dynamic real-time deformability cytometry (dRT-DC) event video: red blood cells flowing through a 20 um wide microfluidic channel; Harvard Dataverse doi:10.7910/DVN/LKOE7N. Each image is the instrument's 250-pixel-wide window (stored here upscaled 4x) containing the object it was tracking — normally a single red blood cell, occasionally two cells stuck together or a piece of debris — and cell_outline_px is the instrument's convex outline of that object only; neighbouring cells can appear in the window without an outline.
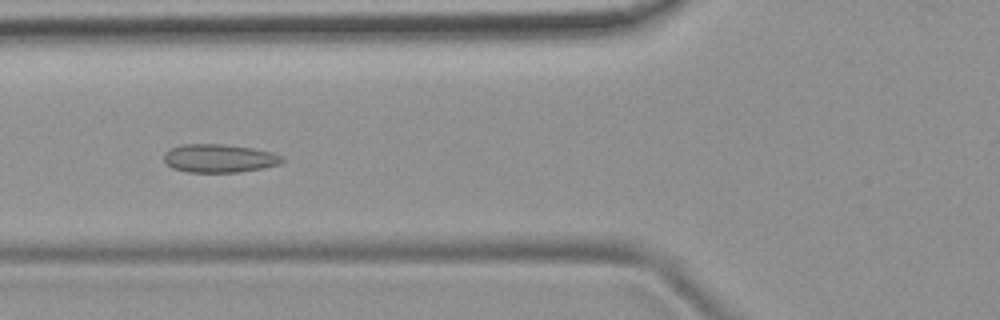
{"species": "common noctule bat (a hibernating species)", "species_latin": "Nyctalus noctula", "temperature_condition": "room temperature", "stored_images_in_passage": 50, "camera_frame_rate_fps": 3000, "um_per_image_px": 0.085, "animal": {"sex": "female", "body_mass_g": 19.9}, "frame": {"image": 1, "passage_image": 17, "time_ms": 5.333, "image_size_px": [1000, 320], "cell_outline_px": [[284, 160], [280, 164], [264, 168], [240, 172], [188, 172], [172, 168], [164, 160], [164, 152], [180, 144], [224, 144], [252, 148], [272, 152], [284, 156]], "centroid_in_image_um": [18.66, 13.45], "position_along_channel_um": 107.1, "area_um2": 19.65}}
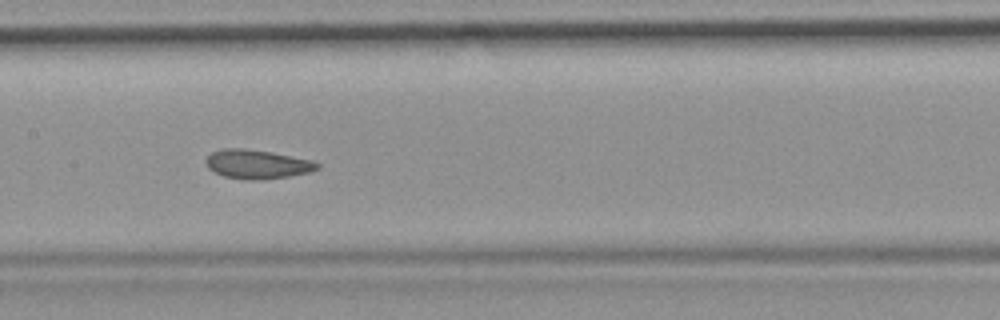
{"frame": {"image": 2, "passage_image": 23, "time_ms": 7.333, "image_size_px": [1000, 320], "cell_outline_px": [[320, 168], [308, 172], [288, 176], [252, 180], [248, 180], [224, 176], [208, 168], [204, 160], [212, 152], [220, 148], [244, 148], [272, 152], [312, 160], [320, 164]], "centroid_in_image_um": [21.84, 13.94], "position_along_channel_um": 185.6, "area_um2": 18.73}}
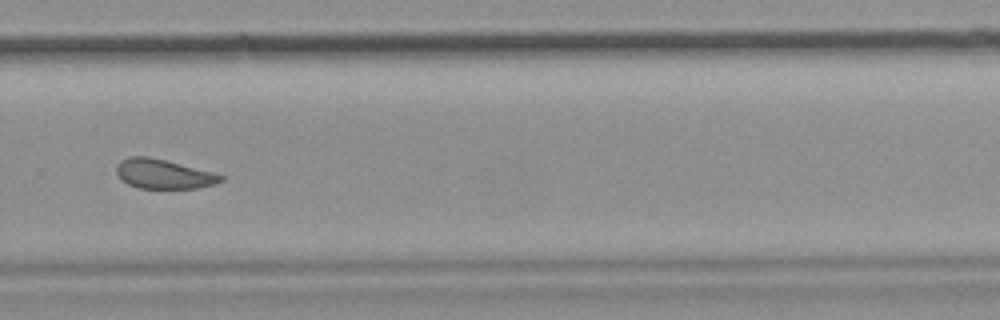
{"frame": {"image": 3, "passage_image": 33, "time_ms": 10.667, "image_size_px": [1000, 320], "cell_outline_px": [[224, 180], [216, 184], [196, 188], [140, 188], [128, 184], [120, 180], [116, 172], [116, 164], [120, 160], [128, 156], [148, 156], [212, 172], [224, 176]], "centroid_in_image_um": [13.86, 14.79], "position_along_channel_um": 315.9, "area_um2": 17.92}, "authors_computed_cell_mechanics": {"area_um2": 19.1029, "velocity_mm_per_s": 3.923, "shape_relaxation_time_tau1_ms": null, "shape_relaxation_time_tau2_ms": 1.7886, "deformation_change_tau1": null, "deformation_change_tau2": 0.0625}}